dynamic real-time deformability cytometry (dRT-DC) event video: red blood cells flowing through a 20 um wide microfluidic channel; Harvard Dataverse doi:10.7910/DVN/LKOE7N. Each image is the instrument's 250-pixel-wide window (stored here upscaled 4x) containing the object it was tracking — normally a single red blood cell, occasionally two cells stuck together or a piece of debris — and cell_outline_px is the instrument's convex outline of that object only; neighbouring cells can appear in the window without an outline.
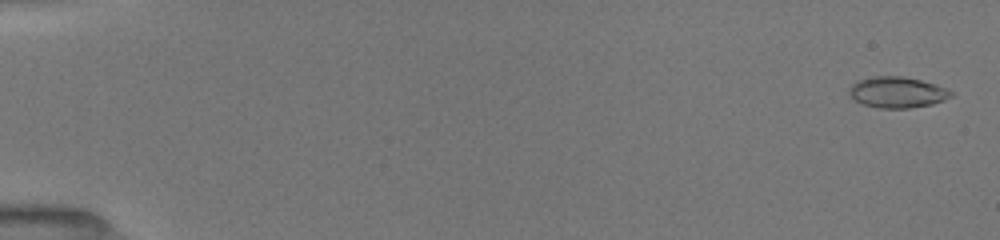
{"species": "common noctule bat (a hibernating species)", "species_latin": "Nyctalus noctula", "temperature_condition": "room temperature", "stored_images_in_passage": 111, "camera_frame_rate_fps": 3000, "um_per_image_px": 0.085, "animal": {"sex": "female", "body_mass_g": 19.5, "forearm_length_mm": 54.1}, "frame": {"image": 1, "passage_image": 2, "time_ms": 0.333, "image_size_px": [1000, 240], "cell_outline_px": [[956, 92], [952, 96], [944, 100], [932, 104], [908, 108], [880, 108], [864, 104], [856, 100], [848, 92], [848, 88], [856, 80], [872, 76], [900, 76], [920, 80], [936, 84], [948, 88]], "centroid_in_image_um": [76.29, 7.83], "position_along_channel_um": 8.7, "area_um2": 18.5}}
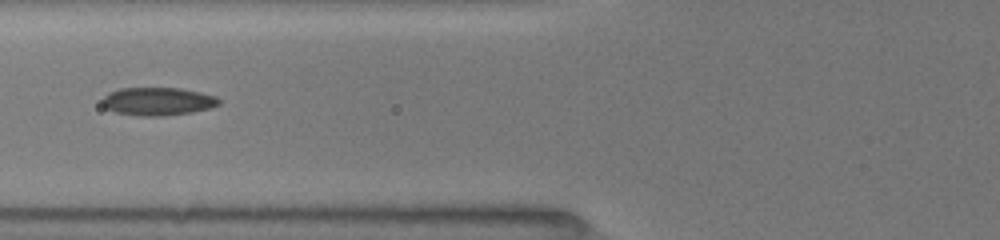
{"frame": {"image": 2, "passage_image": 53, "time_ms": 7.0, "image_size_px": [1000, 240], "cell_outline_px": [[220, 104], [208, 108], [192, 112], [164, 116], [136, 116], [116, 112], [100, 104], [100, 100], [108, 92], [120, 88], [180, 88], [200, 92], [216, 96], [220, 100]], "centroid_in_image_um": [13.38, 8.61], "position_along_channel_um": 112.4, "area_um2": 19.19}}
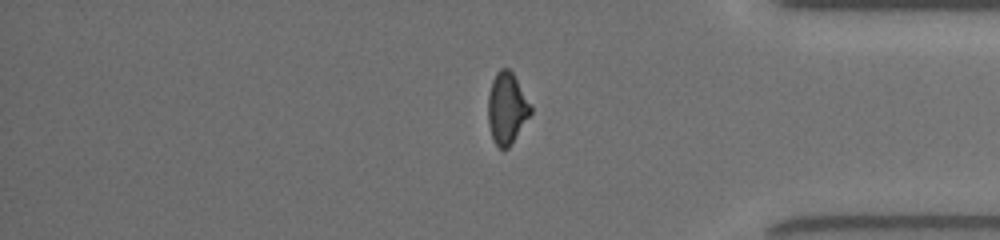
{"frame": {"image": 3, "passage_image": 94, "time_ms": 14.333, "image_size_px": [1000, 240], "cell_outline_px": [[532, 112], [508, 148], [500, 148], [496, 144], [492, 136], [488, 124], [488, 96], [492, 80], [496, 72], [500, 68], [508, 68], [512, 72], [532, 108]], "centroid_in_image_um": [43.06, 9.18], "position_along_channel_um": 392.1, "area_um2": 17.4}, "authors_computed_cell_mechanics": {"area_um2": 17.9758, "velocity_mm_per_s": 4.0431, "shape_relaxation_time_tau1_ms": 4.9872, "shape_relaxation_time_tau2_ms": 1.4445, "deformation_change_tau1": 0.1858, "deformation_change_tau2": 0.0811}}